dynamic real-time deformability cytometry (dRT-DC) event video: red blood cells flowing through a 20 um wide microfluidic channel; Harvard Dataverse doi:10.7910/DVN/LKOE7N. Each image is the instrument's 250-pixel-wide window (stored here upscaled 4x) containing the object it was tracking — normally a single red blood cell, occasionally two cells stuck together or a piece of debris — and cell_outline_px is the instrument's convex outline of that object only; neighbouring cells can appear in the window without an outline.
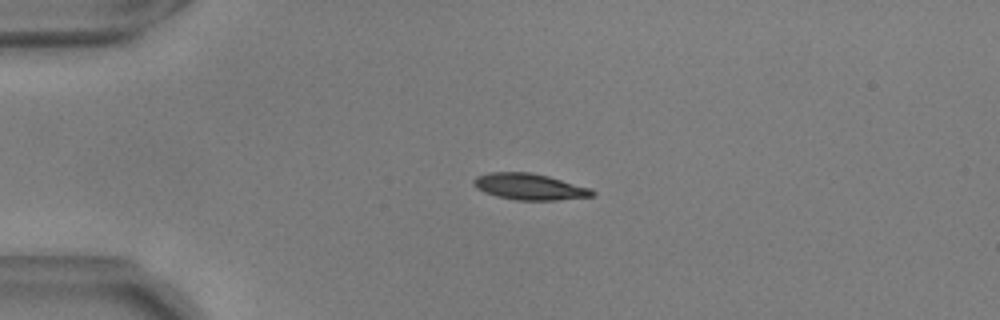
{"species": "common noctule bat (a hibernating species)", "species_latin": "Nyctalus noctula", "temperature_condition": "warm", "stored_images_in_passage": 45, "camera_frame_rate_fps": 3000, "um_per_image_px": 0.085, "animal": {"sex": "male", "body_mass_g": 17.9, "forearm_length_mm": 54.2}, "frame": {"image": 1, "passage_image": 3, "time_ms": 0.667, "image_size_px": [1000, 320], "cell_outline_px": [[596, 192], [592, 196], [556, 200], [516, 200], [496, 196], [484, 192], [476, 188], [472, 184], [472, 180], [476, 176], [488, 172], [528, 172], [548, 176], [592, 188]], "centroid_in_image_um": [44.98, 15.86], "position_along_channel_um": 40.0, "area_um2": 18.26}}
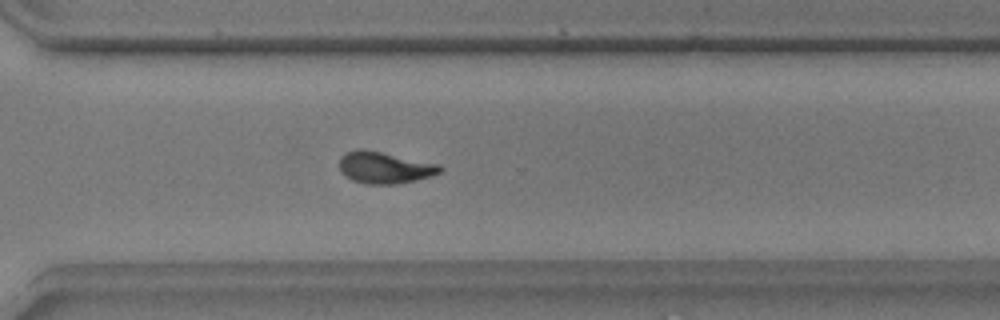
{"frame": {"image": 2, "passage_image": 30, "time_ms": 9.667, "image_size_px": [1000, 320], "cell_outline_px": [[444, 168], [440, 172], [432, 176], [416, 180], [396, 184], [364, 184], [352, 180], [344, 176], [340, 172], [340, 156], [348, 152], [360, 148], [440, 164]], "centroid_in_image_um": [32.69, 14.26], "position_along_channel_um": 337.9, "area_um2": 18.61}}
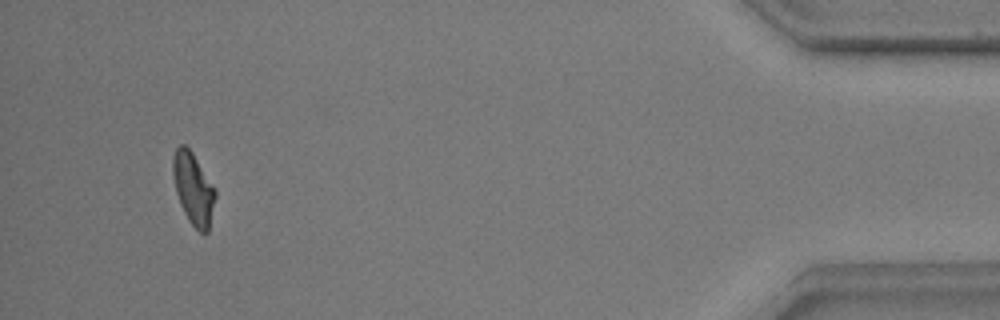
{"frame": {"image": 3, "passage_image": 42, "time_ms": 13.667, "image_size_px": [1000, 320], "cell_outline_px": [[216, 196], [208, 232], [200, 232], [188, 220], [180, 204], [176, 192], [172, 176], [172, 156], [176, 148], [180, 144], [184, 144], [192, 152], [212, 184], [216, 192]], "centroid_in_image_um": [16.41, 16.02], "position_along_channel_um": 418.8, "area_um2": 17.63}, "authors_computed_cell_mechanics": {"area_um2": 18.4382, "velocity_mm_per_s": 3.6798, "shape_relaxation_time_tau1_ms": 3.364, "shape_relaxation_time_tau2_ms": 2.3467, "deformation_change_tau1": 0.1624, "deformation_change_tau2": 0.0568}}